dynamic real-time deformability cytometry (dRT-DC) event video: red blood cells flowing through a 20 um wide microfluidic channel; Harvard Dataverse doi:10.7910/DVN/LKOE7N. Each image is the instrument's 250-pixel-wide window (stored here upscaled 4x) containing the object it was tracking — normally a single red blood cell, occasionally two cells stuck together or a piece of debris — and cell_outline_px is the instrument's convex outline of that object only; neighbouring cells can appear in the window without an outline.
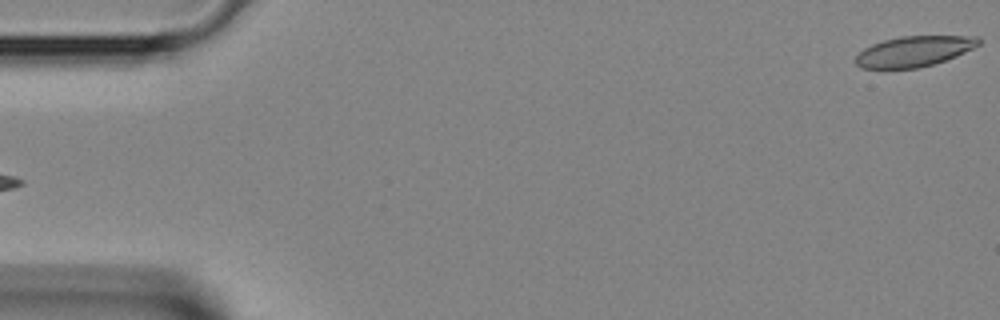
{"species": "Egyptian fruit bat (a non-hibernating species)", "species_latin": "Rousettus aegyptiacus", "temperature_condition": "room temperature", "stored_images_in_passage": 3, "segment_of_instrument_passage": [2, 2], "camera_frame_rate_fps": 3000, "um_per_image_px": 0.085, "animal": {"sex": "female"}, "frame": {"image": 1, "passage_image": 3, "time_ms": 0.667, "image_size_px": [1000, 320], "cell_outline_px": [[980, 44], [956, 56], [932, 64], [916, 68], [860, 68], [856, 64], [856, 56], [864, 48], [872, 44], [884, 40], [900, 36], [976, 36], [980, 40]], "centroid_in_image_um": [77.67, 4.35], "position_along_channel_um": 7.3, "area_um2": 21.56}}